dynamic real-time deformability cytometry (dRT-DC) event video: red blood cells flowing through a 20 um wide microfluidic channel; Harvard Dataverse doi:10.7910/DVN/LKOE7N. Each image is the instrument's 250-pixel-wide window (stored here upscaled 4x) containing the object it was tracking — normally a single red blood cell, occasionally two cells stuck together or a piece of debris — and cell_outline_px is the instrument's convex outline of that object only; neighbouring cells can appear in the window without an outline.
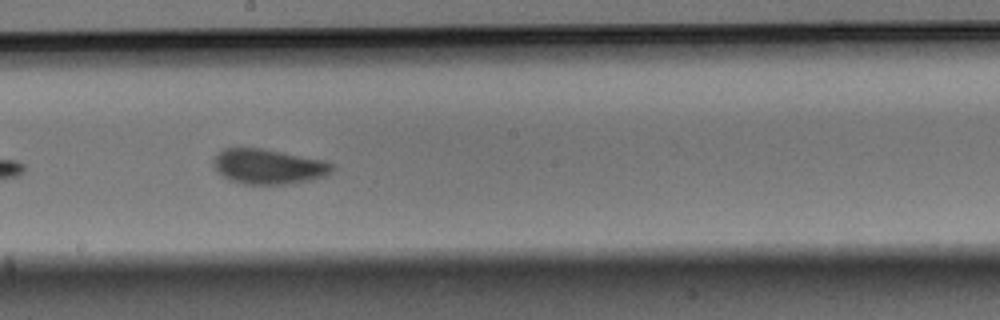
{"species": "Egyptian fruit bat (a non-hibernating species)", "species_latin": "Rousettus aegyptiacus", "temperature_condition": "warm", "stored_images_in_passage": 27, "camera_frame_rate_fps": 3000, "um_per_image_px": 0.085, "animal": {"sex": "male"}, "frame": {"image": 1, "passage_image": 16, "time_ms": 5.0, "image_size_px": [1000, 320], "cell_outline_px": [[332, 172], [324, 176], [312, 180], [288, 184], [244, 184], [228, 180], [212, 164], [212, 160], [224, 148], [260, 148], [324, 160], [332, 164]], "centroid_in_image_um": [22.82, 14.16], "position_along_channel_um": 225.4, "area_um2": 24.04}}